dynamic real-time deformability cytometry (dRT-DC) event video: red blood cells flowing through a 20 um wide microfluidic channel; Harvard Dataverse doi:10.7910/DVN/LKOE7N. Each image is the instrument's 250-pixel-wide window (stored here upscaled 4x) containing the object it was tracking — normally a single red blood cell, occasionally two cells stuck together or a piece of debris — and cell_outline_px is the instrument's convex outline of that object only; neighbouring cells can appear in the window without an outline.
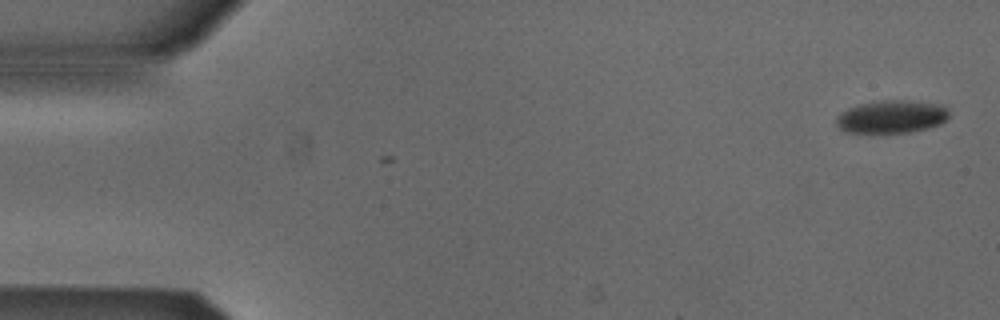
{"species": "Egyptian fruit bat (a non-hibernating species)", "species_latin": "Rousettus aegyptiacus", "temperature_condition": "cold", "stored_images_in_passage": 2, "camera_frame_rate_fps": 3000, "um_per_image_px": 0.085, "animal": {"sex": "male"}, "frame": {"image": 1, "passage_image": 2, "time_ms": 0.333, "image_size_px": [1000, 320], "cell_outline_px": [[948, 116], [940, 124], [928, 128], [908, 132], [844, 132], [836, 124], [836, 116], [840, 112], [848, 108], [860, 104], [884, 100], [900, 100], [940, 104], [948, 108]], "centroid_in_image_um": [75.76, 9.92], "position_along_channel_um": 9.2, "area_um2": 21.39}}